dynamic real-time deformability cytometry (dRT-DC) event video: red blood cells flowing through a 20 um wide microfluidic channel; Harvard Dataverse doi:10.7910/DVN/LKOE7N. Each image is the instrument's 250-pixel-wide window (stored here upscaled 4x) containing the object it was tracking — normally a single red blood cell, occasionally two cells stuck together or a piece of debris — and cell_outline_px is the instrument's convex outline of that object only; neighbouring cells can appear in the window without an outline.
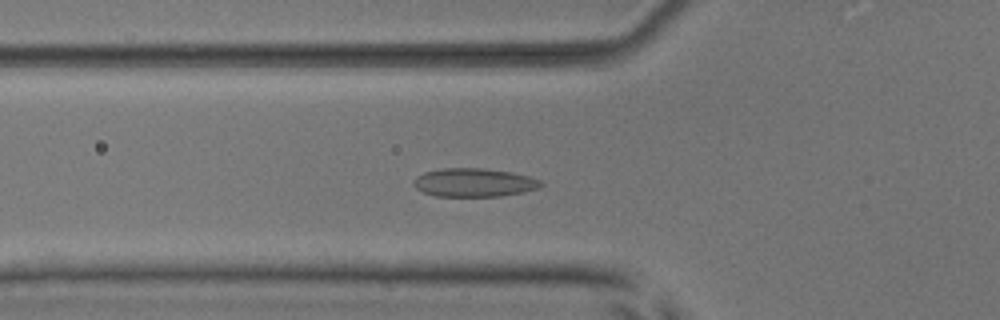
{"species": "common noctule bat (a hibernating species)", "species_latin": "Nyctalus noctula", "temperature_condition": "room temperature", "stored_images_in_passage": 53, "camera_frame_rate_fps": 3000, "um_per_image_px": 0.085, "animal": {"sex": "male", "body_mass_g": 17.9, "forearm_length_mm": 54.2}, "frame": {"image": 1, "passage_image": 19, "time_ms": 6.0, "image_size_px": [1000, 320], "cell_outline_px": [[544, 184], [540, 188], [500, 196], [436, 196], [424, 192], [416, 188], [412, 184], [412, 180], [416, 176], [424, 172], [444, 168], [484, 168], [512, 172], [528, 176], [540, 180]], "centroid_in_image_um": [40.27, 15.51], "position_along_channel_um": 85.5, "area_um2": 21.15}}
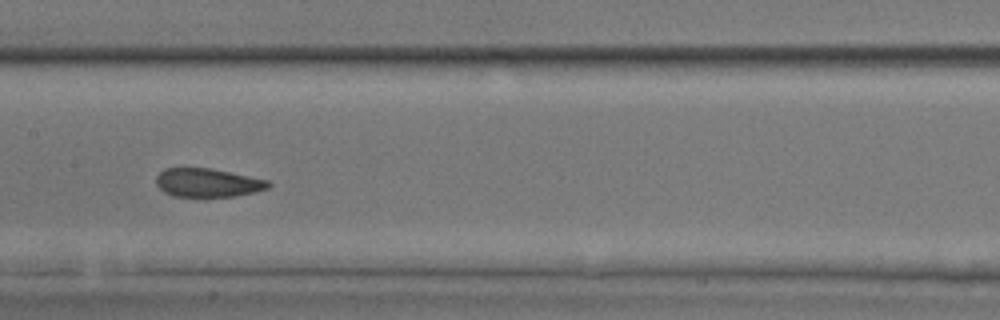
{"frame": {"image": 2, "passage_image": 27, "time_ms": 8.667, "image_size_px": [1000, 320], "cell_outline_px": [[272, 184], [268, 188], [236, 196], [172, 196], [164, 192], [156, 184], [156, 176], [164, 168], [212, 168], [268, 180]], "centroid_in_image_um": [17.64, 15.52], "position_along_channel_um": 189.8, "area_um2": 18.61}}
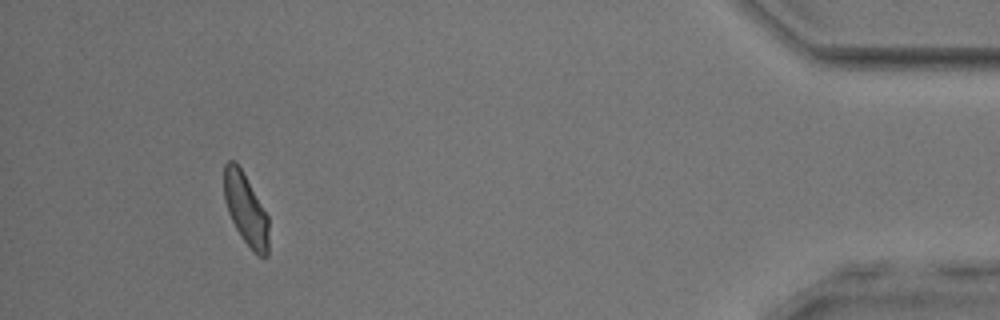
{"frame": {"image": 3, "passage_image": 49, "time_ms": 16.0, "image_size_px": [1000, 320], "cell_outline_px": [[268, 256], [256, 256], [252, 252], [240, 236], [228, 212], [224, 200], [224, 164], [228, 160], [232, 160], [240, 168], [268, 216]], "centroid_in_image_um": [20.88, 17.84], "position_along_channel_um": 414.3, "area_um2": 18.44}, "authors_computed_cell_mechanics": {"area_um2": 19.8832, "velocity_mm_per_s": 3.9081, "shape_relaxation_time_tau1_ms": 3.7959, "shape_relaxation_time_tau2_ms": 1.9005, "deformation_change_tau1": 0.0872, "deformation_change_tau2": 0.0726}}